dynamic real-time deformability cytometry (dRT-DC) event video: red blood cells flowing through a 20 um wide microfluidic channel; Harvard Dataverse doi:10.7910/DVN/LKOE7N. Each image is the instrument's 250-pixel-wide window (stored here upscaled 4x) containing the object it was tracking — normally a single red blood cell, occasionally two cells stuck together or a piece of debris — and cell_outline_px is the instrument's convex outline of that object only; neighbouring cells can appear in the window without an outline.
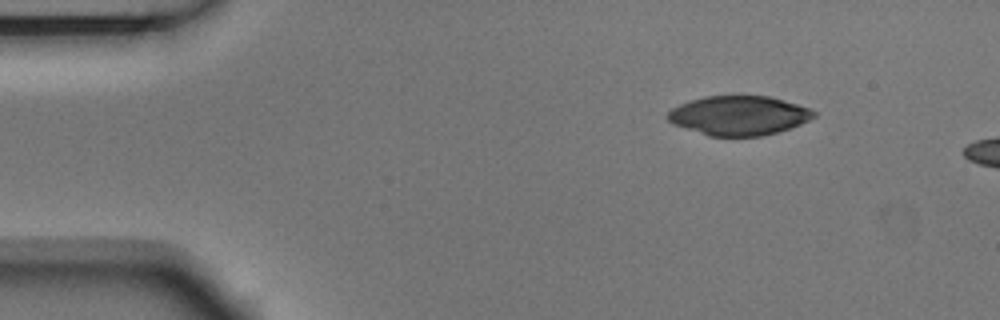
{"species": "Egyptian fruit bat (a non-hibernating species)", "species_latin": "Rousettus aegyptiacus", "temperature_condition": "room temperature", "stored_images_in_passage": 3, "camera_frame_rate_fps": 3000, "um_per_image_px": 0.085, "animal": {"sex": "male"}, "frame": {"image": 1, "passage_image": 1, "time_ms": 0.0, "image_size_px": [1000, 320], "cell_outline_px": [[816, 116], [800, 124], [776, 132], [760, 136], [708, 136], [672, 124], [668, 120], [668, 112], [672, 108], [688, 100], [704, 96], [768, 96], [796, 104], [808, 108], [816, 112]], "centroid_in_image_um": [62.76, 9.82], "position_along_channel_um": 22.2, "area_um2": 33.29}}